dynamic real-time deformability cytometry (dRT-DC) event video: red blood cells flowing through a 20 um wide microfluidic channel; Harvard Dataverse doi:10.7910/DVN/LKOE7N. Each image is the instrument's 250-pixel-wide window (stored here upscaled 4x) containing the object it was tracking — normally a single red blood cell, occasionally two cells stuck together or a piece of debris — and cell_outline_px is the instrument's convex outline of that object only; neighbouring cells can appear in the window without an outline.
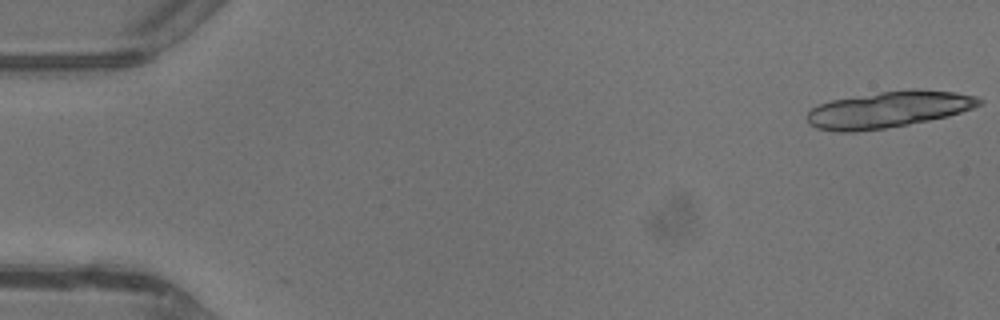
{"species": "common noctule bat (a hibernating species)", "species_latin": "Nyctalus noctula", "temperature_condition": "warm", "stored_images_in_passage": 16, "camera_frame_rate_fps": 3000, "um_per_image_px": 0.085, "animal": {"sex": "male", "body_mass_g": 13.3}, "frame": {"image": 1, "passage_image": 1, "time_ms": 0.0, "image_size_px": [1000, 320], "cell_outline_px": [[984, 100], [980, 104], [972, 108], [948, 116], [908, 124], [884, 128], [856, 132], [836, 132], [816, 128], [808, 124], [804, 116], [812, 108], [820, 104], [832, 100], [880, 92], [912, 88], [916, 88], [956, 92], [976, 96]], "centroid_in_image_um": [75.5, 9.3], "position_along_channel_um": 9.5, "area_um2": 36.59}}